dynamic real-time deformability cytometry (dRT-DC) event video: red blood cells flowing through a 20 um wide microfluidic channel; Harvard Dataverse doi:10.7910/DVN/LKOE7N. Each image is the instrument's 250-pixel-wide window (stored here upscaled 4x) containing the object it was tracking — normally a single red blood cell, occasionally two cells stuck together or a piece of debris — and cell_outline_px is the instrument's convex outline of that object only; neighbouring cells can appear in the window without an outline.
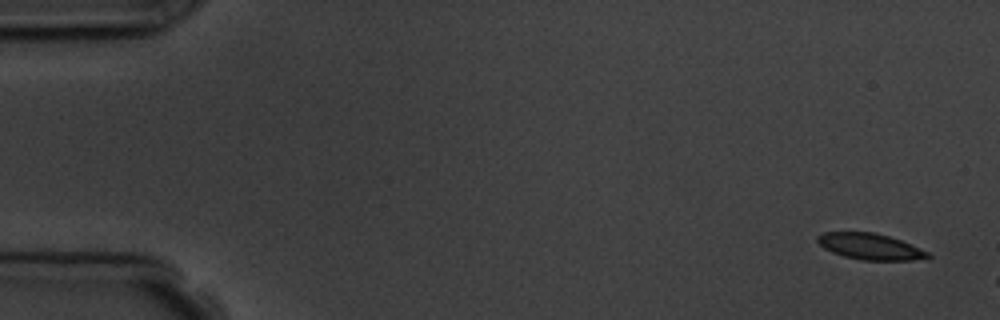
{"species": "common noctule bat (a hibernating species)", "species_latin": "Nyctalus noctula", "temperature_condition": "room temperature", "stored_images_in_passage": 4, "camera_frame_rate_fps": 3000, "um_per_image_px": 0.085, "animal": {"sex": "male", "body_mass_g": 19.5, "forearm_length_mm": 54.6}, "frame": {"image": 1, "passage_image": 1, "time_ms": 0.0, "image_size_px": [1000, 320], "cell_outline_px": [[932, 256], [912, 260], [860, 260], [844, 256], [832, 252], [824, 248], [816, 240], [816, 236], [824, 232], [876, 232], [900, 240], [920, 248], [928, 252]], "centroid_in_image_um": [73.93, 20.95], "position_along_channel_um": 11.1, "area_um2": 16.7}}